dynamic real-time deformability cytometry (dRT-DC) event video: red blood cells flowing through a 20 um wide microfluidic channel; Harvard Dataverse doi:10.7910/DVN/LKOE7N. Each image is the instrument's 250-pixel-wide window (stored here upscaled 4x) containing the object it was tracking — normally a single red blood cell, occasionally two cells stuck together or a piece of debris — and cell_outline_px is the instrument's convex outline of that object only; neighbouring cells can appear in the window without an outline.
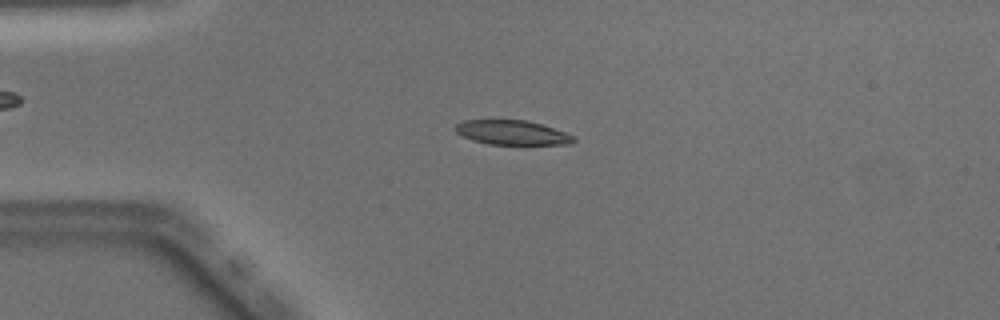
{"species": "Egyptian fruit bat (a non-hibernating species)", "species_latin": "Rousettus aegyptiacus", "temperature_condition": "warm", "stored_images_in_passage": 50, "camera_frame_rate_fps": 3000, "um_per_image_px": 0.085, "animal": {"sex": "male"}, "frame": {"image": 1, "passage_image": 12, "time_ms": 3.667, "image_size_px": [1000, 320], "cell_outline_px": [[576, 140], [572, 144], [488, 144], [472, 140], [456, 132], [456, 124], [464, 120], [524, 120], [540, 124], [576, 136]], "centroid_in_image_um": [43.55, 11.27], "position_along_channel_um": 41.5, "area_um2": 16.65}}
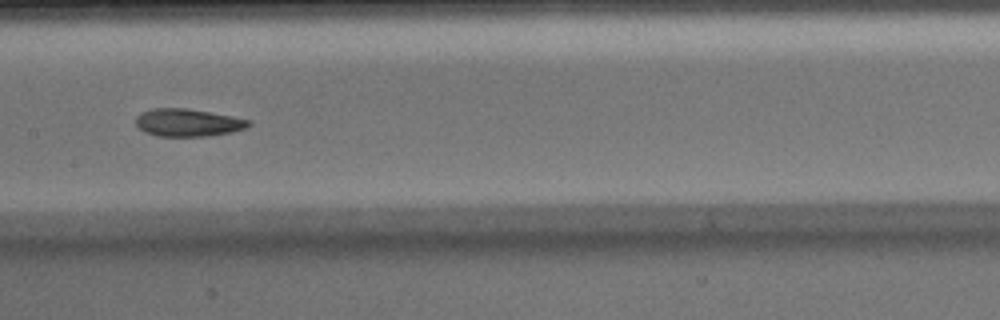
{"frame": {"image": 2, "passage_image": 25, "time_ms": 8.0, "image_size_px": [1000, 320], "cell_outline_px": [[252, 124], [244, 128], [232, 132], [208, 136], [156, 136], [144, 132], [136, 124], [136, 116], [144, 112], [156, 108], [184, 108], [232, 116], [252, 120]], "centroid_in_image_um": [15.99, 10.43], "position_along_channel_um": 191.4, "area_um2": 18.03}}
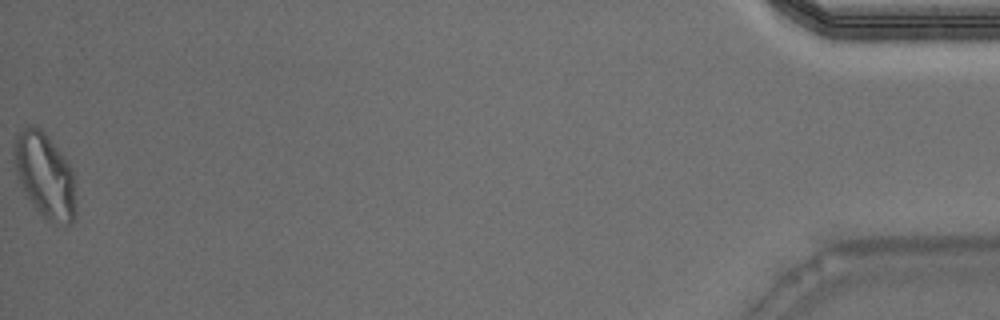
{"frame": {"image": 3, "passage_image": 50, "time_ms": 16.333, "image_size_px": [1000, 320], "cell_outline_px": [[76, 216], [72, 224], [68, 224], [48, 220], [32, 204], [20, 180], [12, 156], [16, 136], [28, 124], [32, 124], [40, 128], [44, 132], [72, 168], [76, 204]], "centroid_in_image_um": [3.83, 14.89], "position_along_channel_um": 431.4, "area_um2": 29.94}, "authors_computed_cell_mechanics": {"area_um2": 18.3804, "velocity_mm_per_s": 4.0356, "shape_relaxation_time_tau1_ms": 5.2839, "shape_relaxation_time_tau2_ms": 2.7347, "deformation_change_tau1": 0.1771, "deformation_change_tau2": 0.0888}}